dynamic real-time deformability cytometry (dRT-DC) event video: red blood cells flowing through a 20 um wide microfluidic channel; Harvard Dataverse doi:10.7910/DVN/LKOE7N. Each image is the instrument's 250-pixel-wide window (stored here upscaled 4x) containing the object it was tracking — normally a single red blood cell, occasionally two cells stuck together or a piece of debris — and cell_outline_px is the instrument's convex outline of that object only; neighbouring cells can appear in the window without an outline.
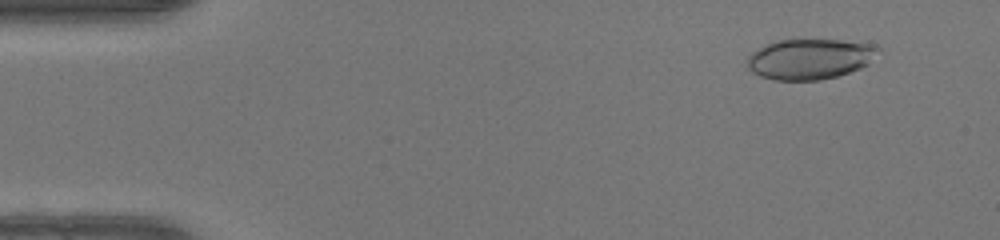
{"species": "human", "species_latin": "Homo sapiens", "temperature_condition": "warm", "stored_images_in_passage": 49, "camera_frame_rate_fps": 3000, "um_per_image_px": 0.085, "donor": {"sex": "female"}, "frame": {"image": 1, "passage_image": 4, "time_ms": 1.0, "image_size_px": [1000, 240], "cell_outline_px": [[880, 48], [868, 64], [860, 68], [836, 76], [820, 80], [776, 80], [760, 76], [752, 72], [748, 68], [748, 56], [752, 52], [764, 44], [776, 40], [840, 40], [872, 44]], "centroid_in_image_um": [68.8, 5.01], "position_along_channel_um": 16.2, "area_um2": 30.69}}
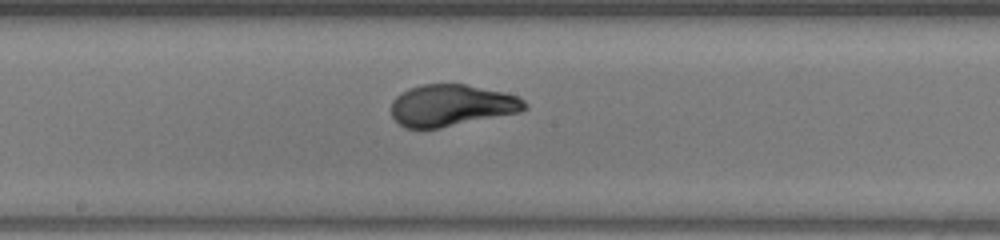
{"frame": {"image": 2, "passage_image": 26, "time_ms": 8.333, "image_size_px": [1000, 240], "cell_outline_px": [[528, 108], [520, 112], [440, 128], [404, 128], [392, 116], [392, 100], [400, 92], [408, 88], [420, 84], [464, 84], [504, 92], [520, 96], [528, 104]], "centroid_in_image_um": [38.39, 8.95], "position_along_channel_um": 209.8, "area_um2": 32.6}}
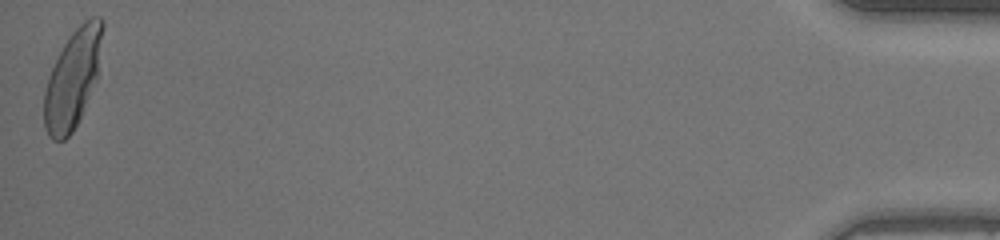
{"frame": {"image": 3, "passage_image": 49, "time_ms": 16.0, "image_size_px": [1000, 240], "cell_outline_px": [[104, 28], [96, 80], [80, 120], [72, 132], [64, 140], [52, 140], [48, 136], [44, 128], [44, 92], [48, 76], [68, 36], [84, 20], [92, 16], [100, 16], [104, 20]], "centroid_in_image_um": [6.19, 6.7], "position_along_channel_um": 429.0, "area_um2": 33.52}, "authors_computed_cell_mechanics": {"area_um2": 32.4258, "velocity_mm_per_s": 4.1637, "shape_relaxation_time_tau1_ms": 4.5247, "shape_relaxation_time_tau2_ms": null, "deformation_change_tau1": 0.2808, "deformation_change_tau2": null}}